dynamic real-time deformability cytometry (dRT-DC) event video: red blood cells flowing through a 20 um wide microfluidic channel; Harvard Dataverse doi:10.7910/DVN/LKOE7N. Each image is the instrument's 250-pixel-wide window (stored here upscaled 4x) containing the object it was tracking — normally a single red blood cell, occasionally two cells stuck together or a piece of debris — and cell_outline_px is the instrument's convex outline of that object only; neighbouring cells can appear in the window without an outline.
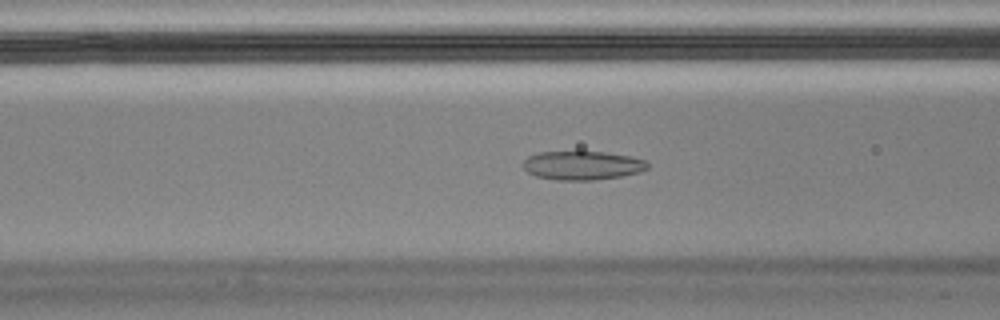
{"species": "Egyptian fruit bat (a non-hibernating species)", "species_latin": "Rousettus aegyptiacus", "temperature_condition": "cold", "stored_images_in_passage": 51, "camera_frame_rate_fps": 3000, "um_per_image_px": 0.085, "animal": {"sex": "male"}, "frame": {"image": 1, "passage_image": 15, "time_ms": 4.667, "image_size_px": [1000, 320], "cell_outline_px": [[648, 168], [640, 172], [620, 176], [596, 180], [556, 180], [536, 176], [528, 172], [524, 168], [524, 160], [528, 156], [540, 152], [604, 152], [632, 156], [644, 160], [648, 164]], "centroid_in_image_um": [49.51, 14.06], "position_along_channel_um": 117.1, "area_um2": 20.81}}
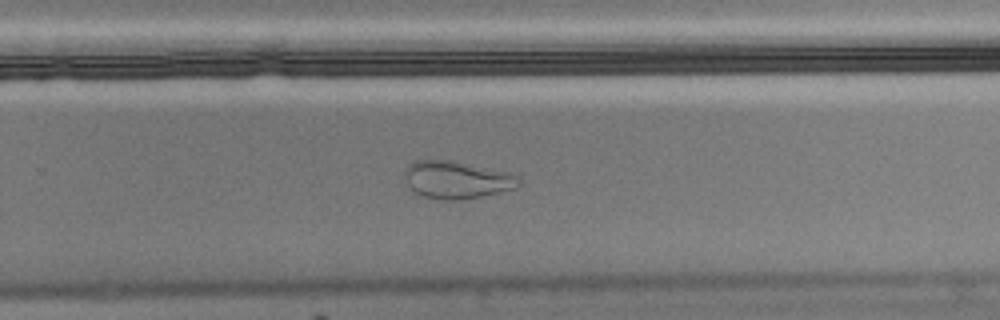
{"frame": {"image": 2, "passage_image": 30, "time_ms": 9.667, "image_size_px": [1000, 320], "cell_outline_px": [[520, 184], [516, 188], [500, 192], [460, 200], [448, 200], [424, 196], [416, 192], [408, 184], [404, 176], [404, 168], [408, 164], [416, 160], [452, 160], [512, 172], [520, 176]], "centroid_in_image_um": [38.87, 15.26], "position_along_channel_um": 290.9, "area_um2": 25.14}, "authors_computed_cell_mechanics": {"area_um2": 22.253, "velocity_mm_per_s": 3.4868, "shape_relaxation_time_tau1_ms": null, "shape_relaxation_time_tau2_ms": 1.4151, "deformation_change_tau1": null, "deformation_change_tau2": 0.0609}}